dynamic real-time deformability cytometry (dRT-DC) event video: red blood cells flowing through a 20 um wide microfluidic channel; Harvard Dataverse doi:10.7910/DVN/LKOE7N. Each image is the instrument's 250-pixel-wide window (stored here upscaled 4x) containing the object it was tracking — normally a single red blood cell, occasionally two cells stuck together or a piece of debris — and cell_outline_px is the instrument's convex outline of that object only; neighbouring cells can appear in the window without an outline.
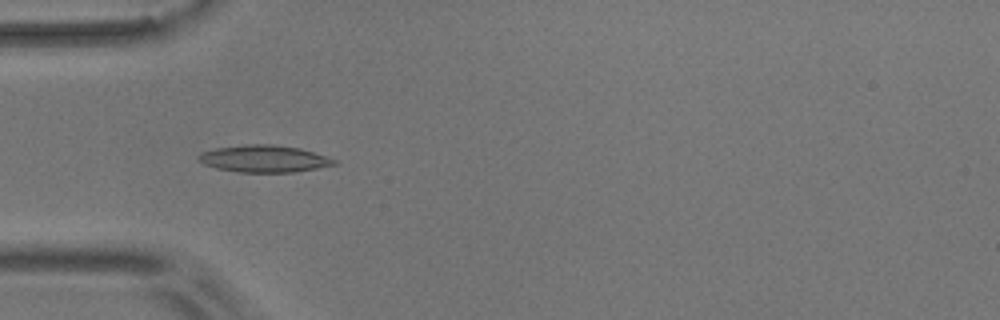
{"species": "common noctule bat (a hibernating species)", "species_latin": "Nyctalus noctula", "temperature_condition": "room temperature", "stored_images_in_passage": 39, "camera_frame_rate_fps": 3000, "um_per_image_px": 0.085, "animal": {"sex": "male", "body_mass_g": 17.9}, "frame": {"image": 1, "passage_image": 1, "time_ms": 0.0, "image_size_px": [1000, 320], "cell_outline_px": [[336, 164], [316, 168], [292, 172], [240, 172], [216, 168], [204, 164], [196, 160], [196, 156], [200, 152], [216, 148], [244, 144], [272, 144], [300, 148], [336, 160]], "centroid_in_image_um": [22.36, 13.48], "position_along_channel_um": 62.6, "area_um2": 21.27}}
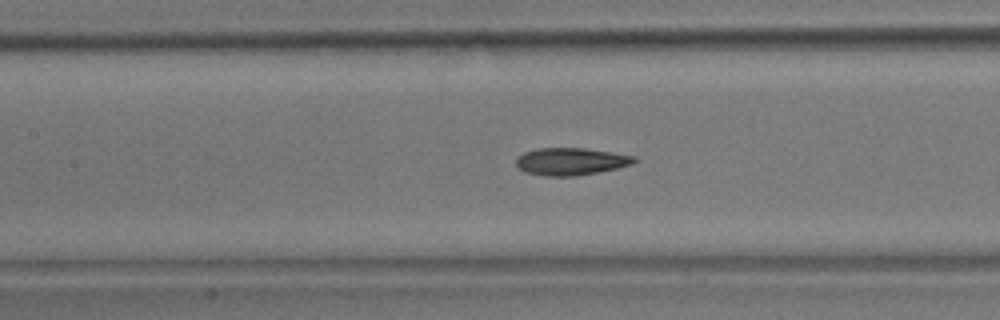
{"frame": {"image": 2, "passage_image": 9, "time_ms": 2.667, "image_size_px": [1000, 320], "cell_outline_px": [[636, 160], [632, 164], [616, 168], [576, 176], [544, 176], [524, 172], [516, 168], [516, 160], [524, 152], [536, 148], [584, 148], [612, 152], [636, 156]], "centroid_in_image_um": [48.48, 13.72], "position_along_channel_um": 158.9, "area_um2": 18.84}}
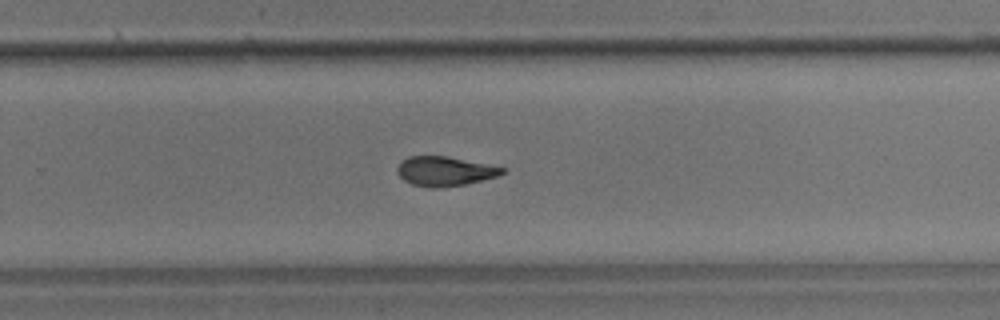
{"frame": {"image": 3, "passage_image": 20, "time_ms": 6.333, "image_size_px": [1000, 320], "cell_outline_px": [[508, 168], [504, 172], [496, 176], [464, 184], [440, 188], [432, 188], [412, 184], [404, 180], [396, 172], [396, 168], [408, 156], [448, 156]], "centroid_in_image_um": [37.8, 14.55], "position_along_channel_um": 292.0, "area_um2": 17.92}, "authors_computed_cell_mechanics": {"area_um2": 18.9006, "velocity_mm_per_s": 3.6454, "shape_relaxation_time_tau1_ms": 6.5998, "shape_relaxation_time_tau2_ms": 2.6894, "deformation_change_tau1": 0.195, "deformation_change_tau2": 0.1028}}